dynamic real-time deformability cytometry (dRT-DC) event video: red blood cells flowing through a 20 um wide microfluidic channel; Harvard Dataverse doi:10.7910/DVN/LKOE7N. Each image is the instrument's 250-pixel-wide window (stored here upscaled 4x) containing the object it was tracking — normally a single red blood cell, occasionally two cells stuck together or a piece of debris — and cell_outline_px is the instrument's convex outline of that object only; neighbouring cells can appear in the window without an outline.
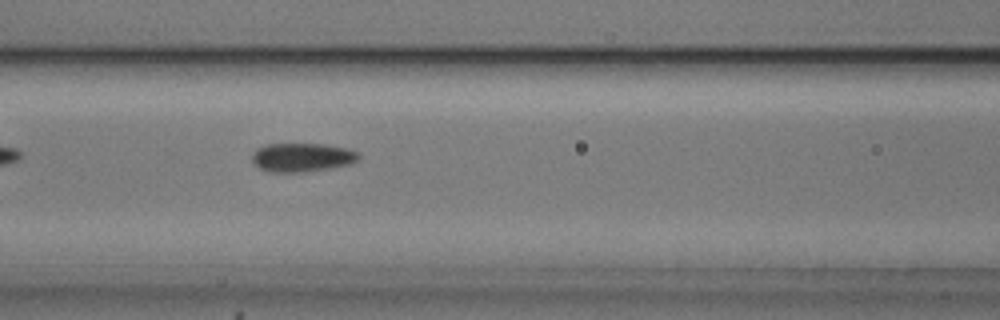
{"species": "common noctule bat (a hibernating species)", "species_latin": "Nyctalus noctula", "temperature_condition": "cold", "stored_images_in_passage": 32, "camera_frame_rate_fps": 3000, "um_per_image_px": 0.085, "animal": {"sex": "male", "body_mass_g": 20.5, "forearm_length_mm": 52.5}, "frame": {"image": 1, "passage_image": 6, "time_ms": 1.667, "image_size_px": [1000, 320], "cell_outline_px": [[360, 156], [352, 164], [328, 168], [300, 172], [268, 172], [260, 168], [252, 160], [252, 152], [256, 148], [264, 144], [324, 144], [348, 148], [360, 152]], "centroid_in_image_um": [25.67, 13.36], "position_along_channel_um": 140.9, "area_um2": 17.98}}
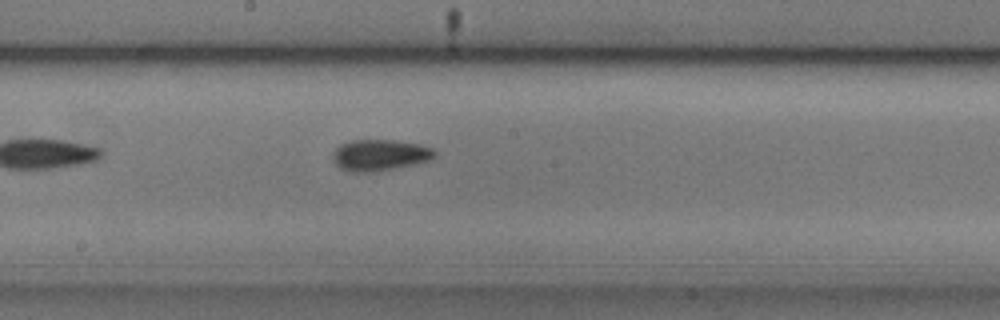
{"frame": {"image": 2, "passage_image": 12, "time_ms": 3.667, "image_size_px": [1000, 320], "cell_outline_px": [[436, 156], [432, 160], [416, 164], [372, 172], [352, 172], [340, 168], [336, 164], [332, 156], [332, 152], [340, 144], [352, 140], [392, 140], [420, 144], [432, 148], [436, 152]], "centroid_in_image_um": [32.3, 13.18], "position_along_channel_um": 215.9, "area_um2": 18.67}}
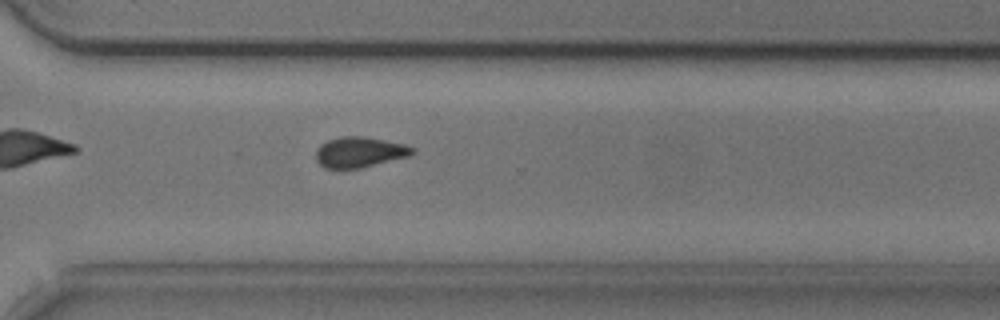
{"frame": {"image": 3, "passage_image": 22, "time_ms": 7.0, "image_size_px": [1000, 320], "cell_outline_px": [[416, 152], [412, 156], [360, 168], [324, 168], [316, 160], [316, 148], [320, 144], [328, 140], [340, 136], [364, 136], [404, 144], [416, 148]], "centroid_in_image_um": [30.59, 12.93], "position_along_channel_um": 340.0, "area_um2": 17.4}}